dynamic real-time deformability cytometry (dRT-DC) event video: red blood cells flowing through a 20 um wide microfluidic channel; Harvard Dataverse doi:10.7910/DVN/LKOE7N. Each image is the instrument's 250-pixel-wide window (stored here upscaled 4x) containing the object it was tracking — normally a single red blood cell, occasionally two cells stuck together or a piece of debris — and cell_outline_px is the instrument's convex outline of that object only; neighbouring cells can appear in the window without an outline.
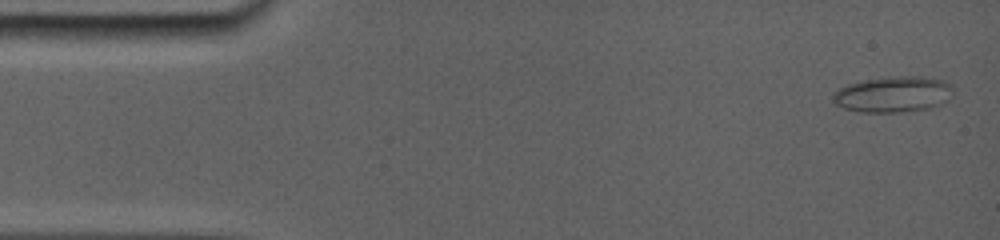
{"species": "common noctule bat (a hibernating species)", "species_latin": "Nyctalus noctula", "temperature_condition": "room temperature", "stored_images_in_passage": 7, "camera_frame_rate_fps": 5000, "um_per_image_px": 0.085, "animal": {"sex": "female", "body_mass_g": 19.0, "forearm_length_mm": 56.7}, "frame": {"image": 1, "passage_image": 1, "time_ms": 0.0, "image_size_px": [1000, 240], "cell_outline_px": [[952, 92], [940, 104], [928, 108], [892, 112], [864, 112], [844, 108], [836, 104], [832, 100], [832, 92], [836, 88], [848, 84], [864, 80], [900, 76], [920, 76], [944, 80], [952, 84]], "centroid_in_image_um": [75.86, 8.0], "position_along_channel_um": 9.1, "area_um2": 24.85}}
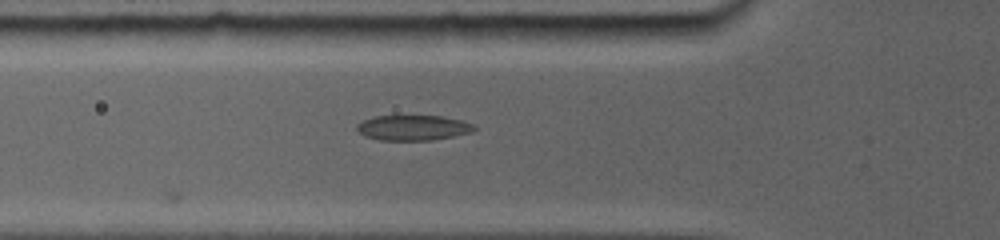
{"frame": {"image": 2, "passage_image": 7, "time_ms": 5.0, "image_size_px": [1000, 240], "cell_outline_px": [[476, 128], [468, 132], [452, 136], [428, 140], [380, 140], [368, 136], [360, 132], [356, 128], [364, 120], [376, 116], [440, 116], [460, 120], [472, 124]], "centroid_in_image_um": [35.1, 10.85], "position_along_channel_um": 90.7, "area_um2": 16.65}}